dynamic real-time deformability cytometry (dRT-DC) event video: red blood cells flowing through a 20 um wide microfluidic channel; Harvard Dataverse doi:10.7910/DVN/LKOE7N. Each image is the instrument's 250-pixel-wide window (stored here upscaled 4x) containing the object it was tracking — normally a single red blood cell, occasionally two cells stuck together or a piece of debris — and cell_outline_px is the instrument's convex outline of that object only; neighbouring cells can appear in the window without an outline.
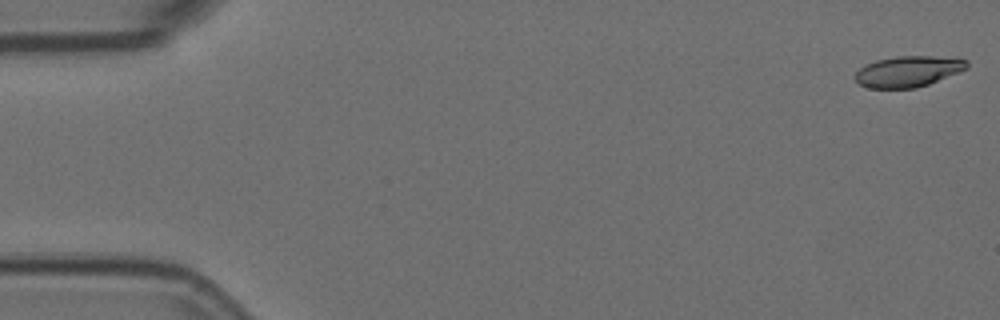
{"species": "Egyptian fruit bat (a non-hibernating species)", "species_latin": "Rousettus aegyptiacus", "temperature_condition": "room temperature", "stored_images_in_passage": 57, "camera_frame_rate_fps": 3000, "um_per_image_px": 0.085, "animal": {"sex": "female"}, "frame": {"image": 1, "passage_image": 1, "time_ms": 0.0, "image_size_px": [1000, 320], "cell_outline_px": [[968, 68], [960, 72], [928, 84], [916, 88], [868, 88], [860, 84], [852, 76], [864, 64], [876, 60], [896, 56], [956, 56], [968, 60]], "centroid_in_image_um": [77.23, 6.05], "position_along_channel_um": 7.8, "area_um2": 20.52}}
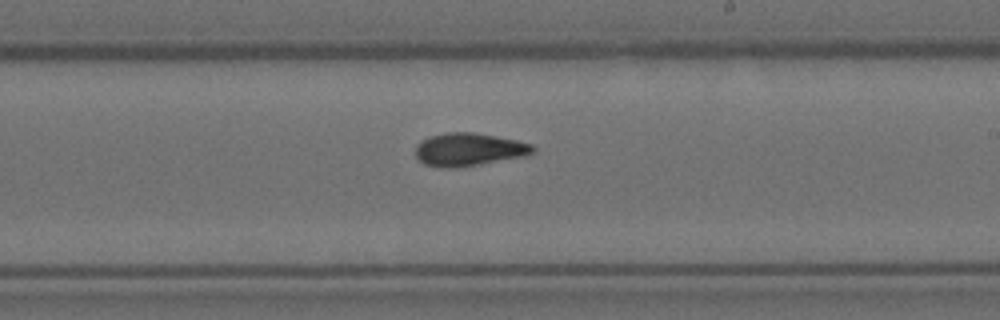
{"frame": {"image": 2, "passage_image": 33, "time_ms": 10.667, "image_size_px": [1000, 320], "cell_outline_px": [[536, 148], [532, 152], [524, 156], [456, 168], [440, 168], [424, 164], [416, 156], [416, 144], [420, 140], [428, 136], [448, 132], [472, 132], [496, 136], [516, 140], [532, 144]], "centroid_in_image_um": [39.8, 12.7], "position_along_channel_um": 249.2, "area_um2": 22.54}}
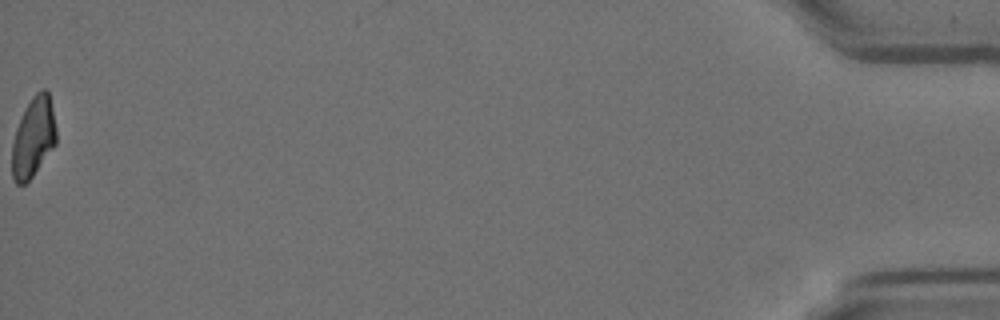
{"frame": {"image": 3, "passage_image": 57, "time_ms": 18.667, "image_size_px": [1000, 320], "cell_outline_px": [[56, 144], [32, 176], [24, 184], [16, 184], [12, 176], [12, 144], [16, 128], [32, 96], [36, 92], [44, 88], [48, 88], [56, 128]], "centroid_in_image_um": [2.84, 11.66], "position_along_channel_um": 432.4, "area_um2": 20.4}, "authors_computed_cell_mechanics": {"area_um2": 21.5016, "velocity_mm_per_s": 3.5944, "shape_relaxation_time_tau1_ms": 7.477, "shape_relaxation_time_tau2_ms": 2.4898, "deformation_change_tau1": 0.2218, "deformation_change_tau2": 0.0894}}